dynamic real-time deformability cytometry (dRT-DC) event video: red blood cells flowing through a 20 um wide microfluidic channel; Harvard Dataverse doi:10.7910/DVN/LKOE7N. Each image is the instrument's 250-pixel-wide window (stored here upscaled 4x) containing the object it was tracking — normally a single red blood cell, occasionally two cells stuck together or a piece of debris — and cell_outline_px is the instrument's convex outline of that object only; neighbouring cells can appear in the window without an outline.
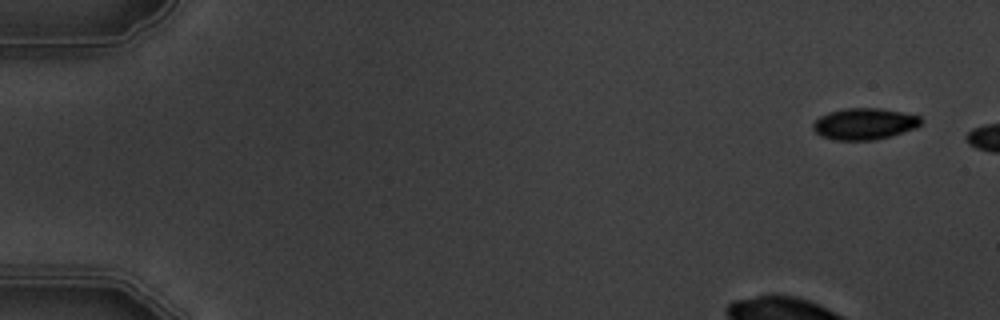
{"species": "common noctule bat (a hibernating species)", "species_latin": "Nyctalus noctula", "temperature_condition": "warm", "stored_images_in_passage": 7, "camera_frame_rate_fps": 3000, "um_per_image_px": 0.085, "animal": {"sex": "male", "body_mass_g": 19.5, "forearm_length_mm": 54.6}, "frame": {"image": 1, "passage_image": 1, "time_ms": 0.0, "image_size_px": [1000, 320], "cell_outline_px": [[924, 120], [916, 128], [892, 136], [876, 140], [836, 140], [820, 136], [812, 128], [812, 124], [820, 116], [828, 112], [844, 108], [880, 108], [920, 116]], "centroid_in_image_um": [73.47, 10.53], "position_along_channel_um": 11.5, "area_um2": 19.94}}